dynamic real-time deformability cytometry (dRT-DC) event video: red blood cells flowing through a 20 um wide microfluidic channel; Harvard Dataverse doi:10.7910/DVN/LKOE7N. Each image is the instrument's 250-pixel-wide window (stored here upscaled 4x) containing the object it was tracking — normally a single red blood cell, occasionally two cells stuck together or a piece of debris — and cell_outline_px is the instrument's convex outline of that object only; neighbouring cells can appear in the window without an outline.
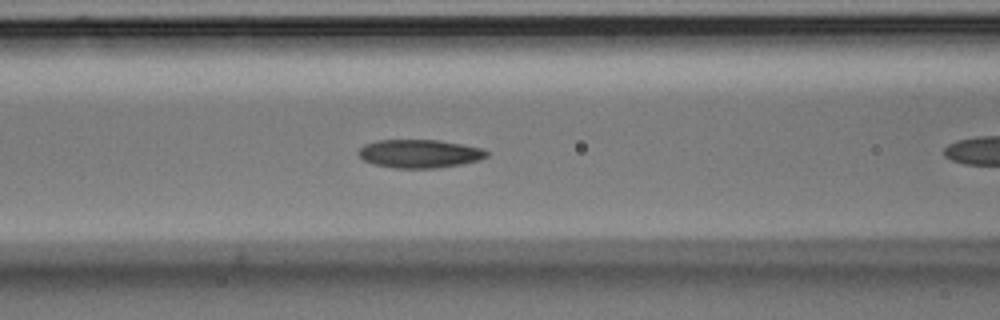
{"species": "Egyptian fruit bat (a non-hibernating species)", "species_latin": "Rousettus aegyptiacus", "temperature_condition": "room temperature", "stored_images_in_passage": 15, "camera_frame_rate_fps": 3000, "um_per_image_px": 0.085, "animal": {"sex": "male"}, "frame": {"image": 1, "passage_image": 11, "time_ms": 3.333, "image_size_px": [1000, 320], "cell_outline_px": [[488, 156], [480, 160], [460, 164], [436, 168], [396, 168], [372, 164], [364, 160], [360, 156], [360, 148], [364, 144], [376, 140], [436, 140], [460, 144], [480, 148], [488, 152]], "centroid_in_image_um": [35.65, 13.06], "position_along_channel_um": 131.0, "area_um2": 20.98}}